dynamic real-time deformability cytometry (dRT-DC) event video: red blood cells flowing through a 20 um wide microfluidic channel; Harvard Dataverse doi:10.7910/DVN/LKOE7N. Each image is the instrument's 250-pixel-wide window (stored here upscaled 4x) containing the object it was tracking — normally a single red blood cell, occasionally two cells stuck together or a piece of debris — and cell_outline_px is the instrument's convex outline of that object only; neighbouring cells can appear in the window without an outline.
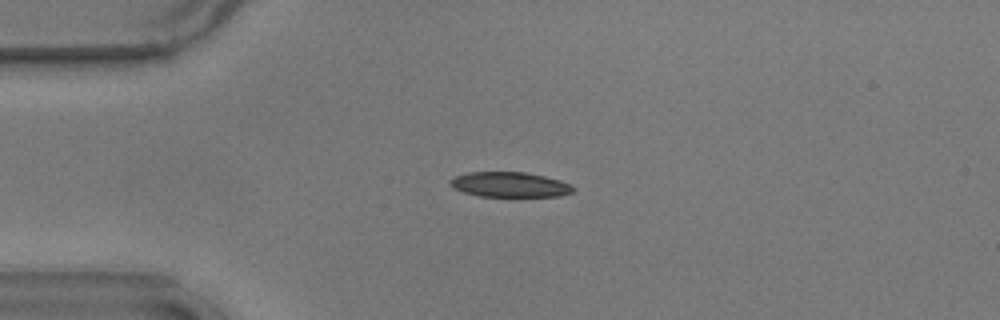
{"species": "common noctule bat (a hibernating species)", "species_latin": "Nyctalus noctula", "temperature_condition": "warm", "stored_images_in_passage": 56, "camera_frame_rate_fps": 3000, "um_per_image_px": 0.085, "animal": {"sex": "male", "body_mass_g": 17.9}, "frame": {"image": 1, "passage_image": 14, "time_ms": 4.333, "image_size_px": [1000, 320], "cell_outline_px": [[576, 188], [572, 192], [560, 196], [480, 196], [464, 192], [452, 188], [448, 184], [448, 180], [456, 176], [468, 172], [524, 172], [544, 176], [560, 180], [572, 184]], "centroid_in_image_um": [43.32, 15.69], "position_along_channel_um": 41.7, "area_um2": 18.03}}
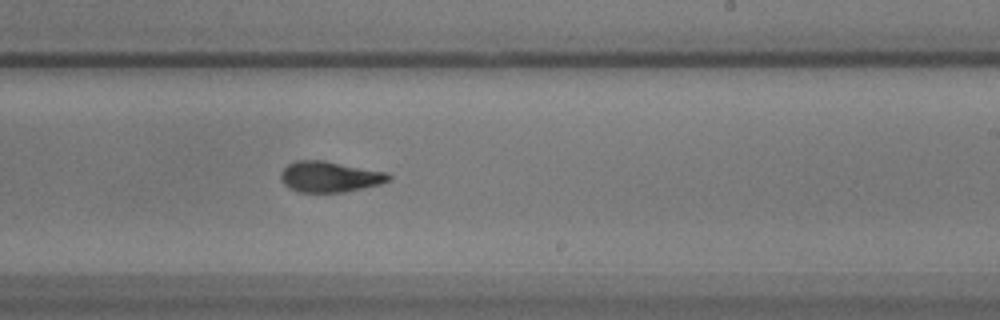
{"frame": {"image": 2, "passage_image": 34, "time_ms": 11.0, "image_size_px": [1000, 320], "cell_outline_px": [[392, 176], [388, 180], [380, 184], [344, 192], [300, 192], [288, 188], [284, 184], [280, 176], [280, 172], [288, 164], [296, 160], [324, 160], [388, 172]], "centroid_in_image_um": [28.01, 15.01], "position_along_channel_um": 261.0, "area_um2": 19.42}}
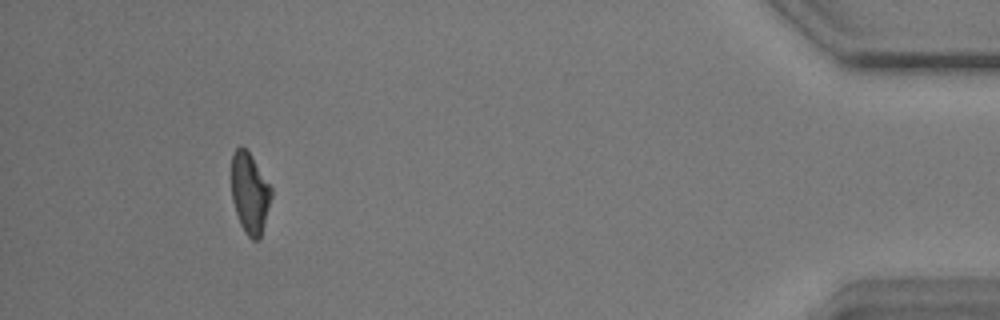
{"frame": {"image": 3, "passage_image": 52, "time_ms": 17.0, "image_size_px": [1000, 320], "cell_outline_px": [[272, 196], [260, 240], [252, 240], [244, 232], [240, 224], [232, 200], [232, 152], [240, 144], [248, 152], [272, 188]], "centroid_in_image_um": [21.23, 16.44], "position_along_channel_um": 414.0, "area_um2": 18.67}, "authors_computed_cell_mechanics": {"area_um2": 19.4497, "velocity_mm_per_s": 3.6289, "shape_relaxation_time_tau1_ms": 6.1286, "shape_relaxation_time_tau2_ms": 1.8421, "deformation_change_tau1": 0.1836, "deformation_change_tau2": 0.0857}}